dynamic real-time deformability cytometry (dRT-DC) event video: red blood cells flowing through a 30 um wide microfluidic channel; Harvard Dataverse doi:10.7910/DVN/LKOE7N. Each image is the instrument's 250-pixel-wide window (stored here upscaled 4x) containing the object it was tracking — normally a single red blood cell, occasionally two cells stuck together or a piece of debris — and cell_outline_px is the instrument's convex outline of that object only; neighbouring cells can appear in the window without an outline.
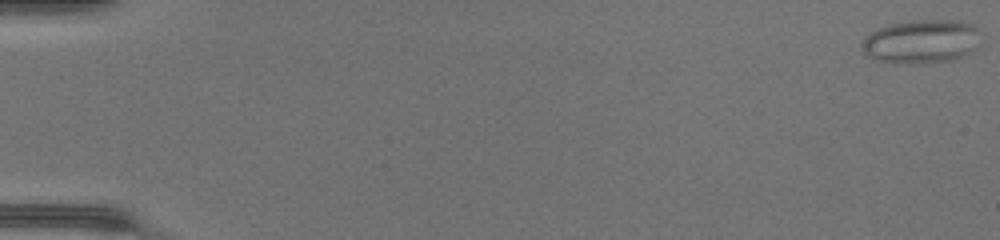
{"species": "common noctule bat (a hibernating species)", "species_latin": "Nyctalus noctula", "temperature_condition": "warm", "stored_images_in_passage": 49, "camera_frame_rate_fps": 3000, "um_per_image_px": 0.085, "animal": {"sex": "female", "body_mass_g": 17.0, "forearm_length_mm": 48.0}, "frame": {"image": 1, "passage_image": 1, "time_ms": 0.0, "image_size_px": [1000, 240], "cell_outline_px": [[980, 32], [972, 52], [952, 60], [908, 64], [896, 64], [872, 60], [864, 52], [860, 44], [860, 40], [864, 36], [876, 28], [892, 24], [912, 20], [960, 20], [972, 24], [980, 28]], "centroid_in_image_um": [78.25, 3.53], "position_along_channel_um": 6.7, "area_um2": 30.75}}
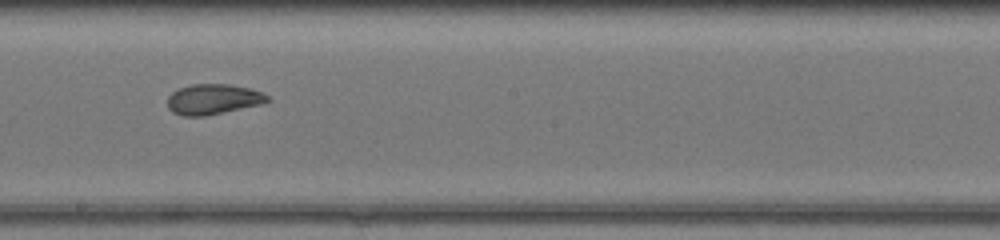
{"frame": {"image": 2, "passage_image": 29, "time_ms": 9.333, "image_size_px": [1000, 240], "cell_outline_px": [[272, 100], [260, 104], [204, 116], [184, 116], [172, 112], [168, 108], [168, 96], [172, 92], [180, 88], [192, 84], [228, 84], [252, 88], [268, 96]], "centroid_in_image_um": [18.11, 8.43], "position_along_channel_um": 230.1, "area_um2": 17.57}}
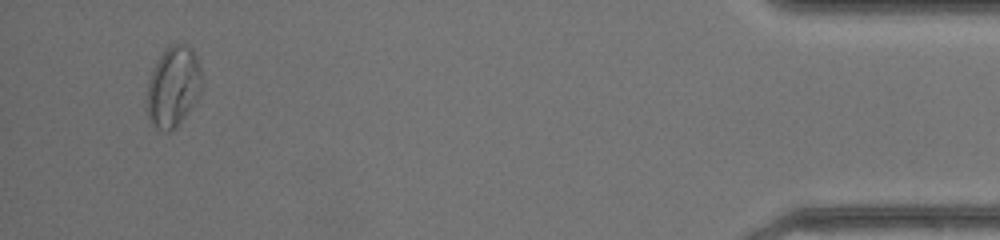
{"frame": {"image": 3, "passage_image": 47, "time_ms": 15.333, "image_size_px": [1000, 240], "cell_outline_px": [[204, 84], [200, 96], [176, 128], [168, 132], [164, 132], [156, 128], [152, 124], [148, 116], [148, 80], [160, 56], [172, 44], [188, 44], [192, 48], [196, 56], [204, 80]], "centroid_in_image_um": [14.78, 7.39], "position_along_channel_um": 420.4, "area_um2": 25.89}, "authors_computed_cell_mechanics": {"area_um2": 22.253, "velocity_mm_per_s": 4.3729, "shape_relaxation_time_tau1_ms": null, "shape_relaxation_time_tau2_ms": 1.5242, "deformation_change_tau1": null, "deformation_change_tau2": 0.0602}}